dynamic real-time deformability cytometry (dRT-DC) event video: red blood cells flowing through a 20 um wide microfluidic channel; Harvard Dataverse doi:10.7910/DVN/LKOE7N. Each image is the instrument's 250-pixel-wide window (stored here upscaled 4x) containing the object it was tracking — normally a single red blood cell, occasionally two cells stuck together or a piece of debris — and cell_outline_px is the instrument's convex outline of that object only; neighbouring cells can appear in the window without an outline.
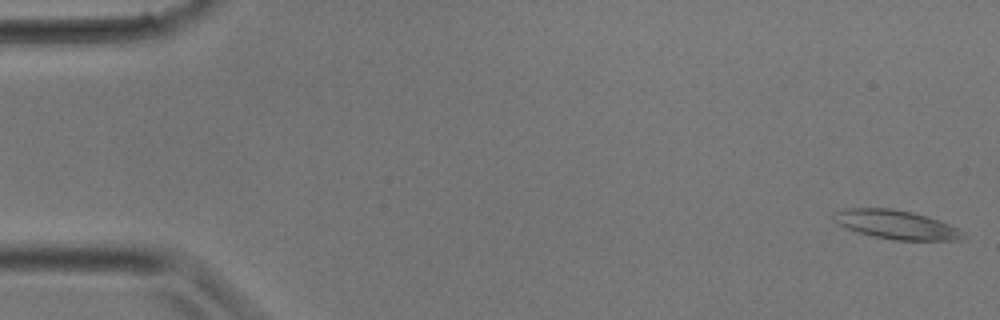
{"species": "common noctule bat (a hibernating species)", "species_latin": "Nyctalus noctula", "temperature_condition": "room temperature", "stored_images_in_passage": 31, "camera_frame_rate_fps": 3000, "um_per_image_px": 0.085, "animal": {"sex": "male", "body_mass_g": 17.9}, "frame": {"image": 1, "passage_image": 1, "time_ms": 0.0, "image_size_px": [1000, 320], "cell_outline_px": [[968, 236], [960, 240], [896, 240], [872, 236], [844, 228], [836, 224], [832, 220], [832, 212], [844, 208], [892, 208], [912, 212], [940, 220], [960, 228]], "centroid_in_image_um": [76.16, 19.09], "position_along_channel_um": 8.8, "area_um2": 22.25}}
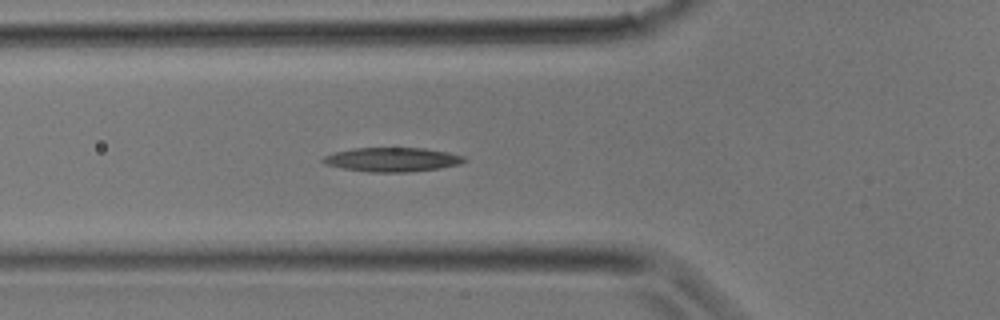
{"frame": {"image": 2, "passage_image": 11, "time_ms": 3.333, "image_size_px": [1000, 320], "cell_outline_px": [[468, 160], [460, 164], [440, 168], [408, 172], [372, 172], [344, 168], [324, 164], [320, 160], [324, 156], [336, 152], [352, 148], [424, 148], [448, 152], [464, 156]], "centroid_in_image_um": [33.36, 13.56], "position_along_channel_um": 92.4, "area_um2": 19.83}}
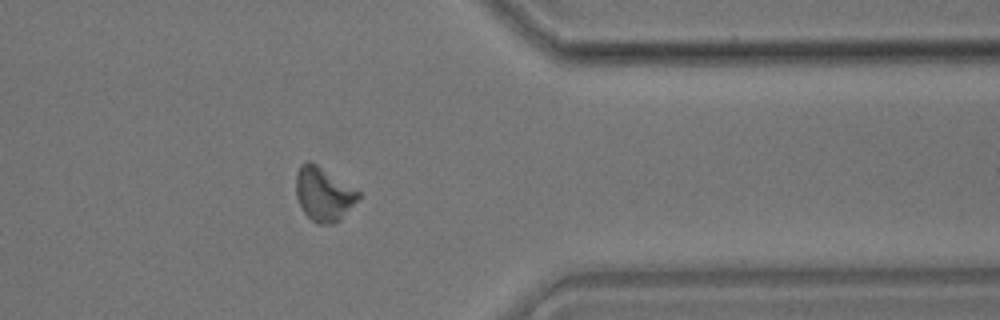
{"frame": {"image": 3, "passage_image": 25, "time_ms": 8.0, "image_size_px": [1000, 320], "cell_outline_px": [[360, 196], [340, 220], [332, 224], [316, 224], [304, 212], [296, 196], [296, 176], [300, 164], [308, 160], [316, 164], [360, 192]], "centroid_in_image_um": [27.48, 16.5], "position_along_channel_um": 383.9, "area_um2": 19.25}}